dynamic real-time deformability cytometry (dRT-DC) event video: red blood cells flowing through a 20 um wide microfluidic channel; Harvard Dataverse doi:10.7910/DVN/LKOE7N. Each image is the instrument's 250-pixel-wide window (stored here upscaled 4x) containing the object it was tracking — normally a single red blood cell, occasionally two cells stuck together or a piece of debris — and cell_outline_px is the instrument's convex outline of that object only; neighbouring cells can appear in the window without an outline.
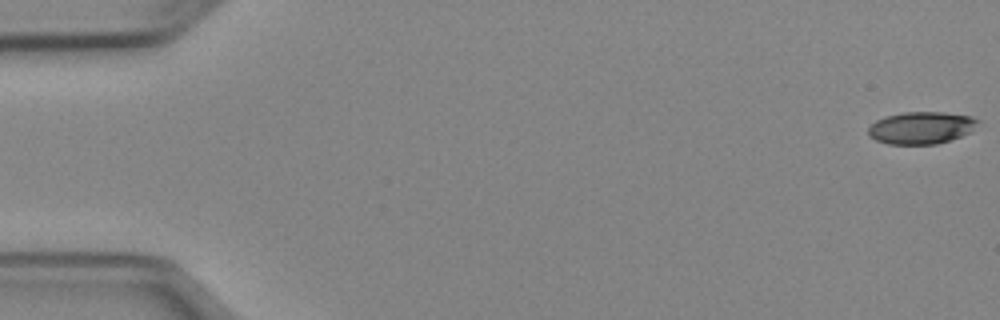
{"species": "Egyptian fruit bat (a non-hibernating species)", "species_latin": "Rousettus aegyptiacus", "temperature_condition": "cold", "stored_images_in_passage": 52, "camera_frame_rate_fps": 3000, "um_per_image_px": 0.085, "animal": {"sex": "female"}, "frame": {"image": 1, "passage_image": 1, "time_ms": 0.0, "image_size_px": [1000, 320], "cell_outline_px": [[980, 120], [972, 132], [936, 144], [888, 144], [876, 140], [868, 136], [868, 128], [876, 120], [884, 116], [904, 112], [944, 112], [972, 116]], "centroid_in_image_um": [78.3, 10.85], "position_along_channel_um": 6.7, "area_um2": 20.69}}
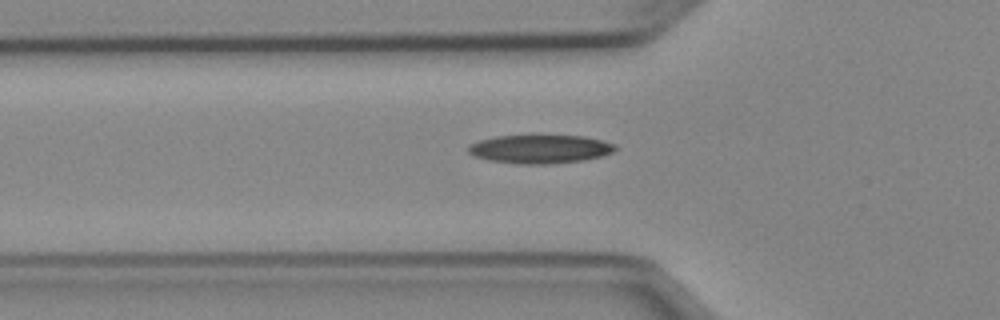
{"frame": {"image": 2, "passage_image": 18, "time_ms": 5.667, "image_size_px": [1000, 320], "cell_outline_px": [[616, 148], [612, 152], [600, 156], [584, 160], [552, 164], [516, 164], [488, 160], [476, 156], [468, 152], [468, 144], [480, 140], [496, 136], [584, 136], [616, 144]], "centroid_in_image_um": [45.88, 12.68], "position_along_channel_um": 79.9, "area_um2": 24.33}}
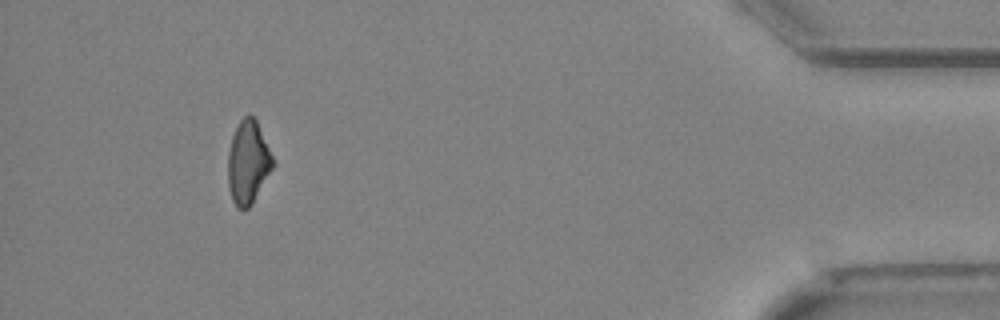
{"frame": {"image": 3, "passage_image": 48, "time_ms": 15.667, "image_size_px": [1000, 320], "cell_outline_px": [[276, 164], [252, 204], [248, 208], [240, 208], [232, 200], [228, 184], [228, 152], [232, 136], [240, 120], [244, 116], [252, 116], [256, 120]], "centroid_in_image_um": [21.1, 13.81], "position_along_channel_um": 414.1, "area_um2": 21.62}, "authors_computed_cell_mechanics": {"area_um2": 22.8599, "velocity_mm_per_s": 3.9694, "shape_relaxation_time_tau1_ms": 3.9017, "shape_relaxation_time_tau2_ms": null, "deformation_change_tau1": 0.117, "deformation_change_tau2": null}}